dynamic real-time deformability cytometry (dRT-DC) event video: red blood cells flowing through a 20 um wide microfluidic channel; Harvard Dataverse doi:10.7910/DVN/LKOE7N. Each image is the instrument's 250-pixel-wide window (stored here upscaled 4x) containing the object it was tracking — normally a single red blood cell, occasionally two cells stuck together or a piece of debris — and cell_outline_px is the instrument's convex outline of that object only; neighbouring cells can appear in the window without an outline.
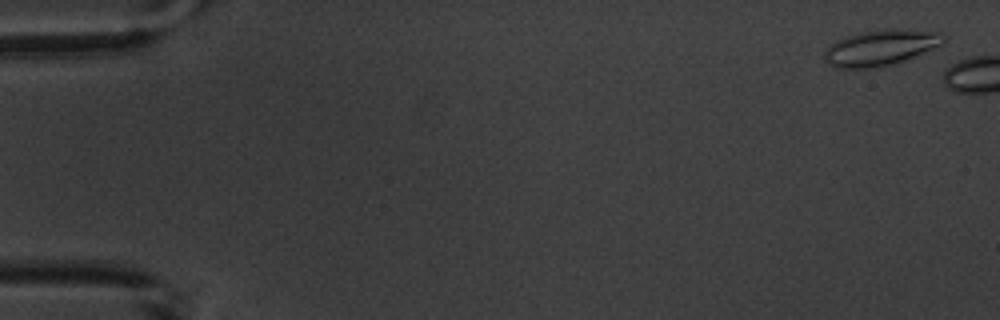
{"species": "common noctule bat (a hibernating species)", "species_latin": "Nyctalus noctula", "temperature_condition": "warm", "stored_images_in_passage": 3, "camera_frame_rate_fps": 3000, "um_per_image_px": 0.085, "animal": {"sex": "male", "body_mass_g": 20.1, "forearm_length_mm": 53.5}, "frame": {"image": 1, "passage_image": 1, "time_ms": 0.0, "image_size_px": [1000, 320], "cell_outline_px": [[948, 36], [944, 44], [904, 60], [892, 64], [876, 68], [840, 68], [828, 64], [824, 60], [824, 52], [836, 40], [860, 32], [888, 28], [896, 28], [936, 32]], "centroid_in_image_um": [74.88, 4.04], "position_along_channel_um": 10.1, "area_um2": 24.85}}